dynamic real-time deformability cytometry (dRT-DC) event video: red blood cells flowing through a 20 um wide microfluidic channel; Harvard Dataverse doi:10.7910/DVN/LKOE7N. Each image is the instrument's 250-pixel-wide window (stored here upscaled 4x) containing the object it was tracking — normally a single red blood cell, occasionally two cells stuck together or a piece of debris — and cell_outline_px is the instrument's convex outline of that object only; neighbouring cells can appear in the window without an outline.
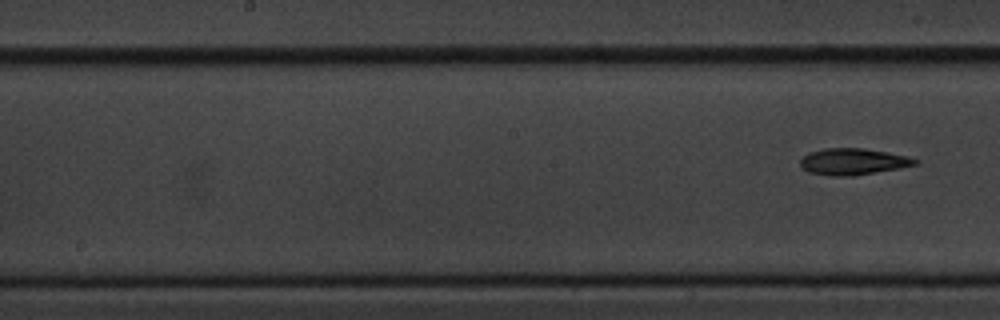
{"species": "common noctule bat (a hibernating species)", "species_latin": "Nyctalus noctula", "temperature_condition": "cold", "stored_images_in_passage": 10, "segment_of_instrument_passage": [2, 2], "camera_frame_rate_fps": 3000, "um_per_image_px": 0.085, "animal": {"sex": "male", "body_mass_g": 20.1, "forearm_length_mm": 53.5}, "frame": {"image": 1, "passage_image": 10, "time_ms": 11.333, "image_size_px": [1000, 320], "cell_outline_px": [[920, 160], [916, 164], [900, 168], [852, 176], [828, 176], [808, 172], [800, 168], [800, 160], [808, 152], [824, 148], [864, 148], [888, 152], [908, 156]], "centroid_in_image_um": [72.48, 13.74], "position_along_channel_um": 175.7, "area_um2": 17.92}}